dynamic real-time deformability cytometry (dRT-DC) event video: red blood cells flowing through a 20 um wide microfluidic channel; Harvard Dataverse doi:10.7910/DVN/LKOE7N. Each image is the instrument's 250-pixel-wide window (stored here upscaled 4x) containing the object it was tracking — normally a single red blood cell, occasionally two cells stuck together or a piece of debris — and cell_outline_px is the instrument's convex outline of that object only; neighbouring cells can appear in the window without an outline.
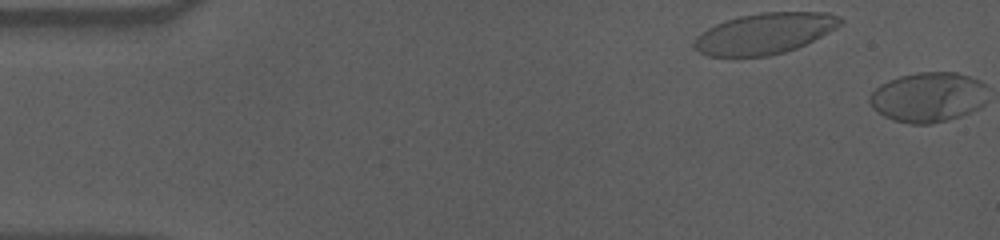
{"species": "human", "species_latin": "Homo sapiens", "temperature_condition": "cold", "stored_images_in_passage": 2, "segment_of_instrument_passage": [1, 2], "camera_frame_rate_fps": 3000, "um_per_image_px": 0.085, "donor": {"sex": "male"}, "frame": {"image": 1, "passage_image": 1, "time_ms": 0.0, "image_size_px": [1000, 240], "cell_outline_px": [[844, 20], [836, 28], [796, 48], [784, 52], [768, 56], [708, 56], [692, 48], [692, 44], [696, 36], [708, 28], [716, 24], [740, 16], [760, 12], [828, 12], [840, 16]], "centroid_in_image_um": [64.98, 2.84], "position_along_channel_um": 20.0, "area_um2": 34.68}}